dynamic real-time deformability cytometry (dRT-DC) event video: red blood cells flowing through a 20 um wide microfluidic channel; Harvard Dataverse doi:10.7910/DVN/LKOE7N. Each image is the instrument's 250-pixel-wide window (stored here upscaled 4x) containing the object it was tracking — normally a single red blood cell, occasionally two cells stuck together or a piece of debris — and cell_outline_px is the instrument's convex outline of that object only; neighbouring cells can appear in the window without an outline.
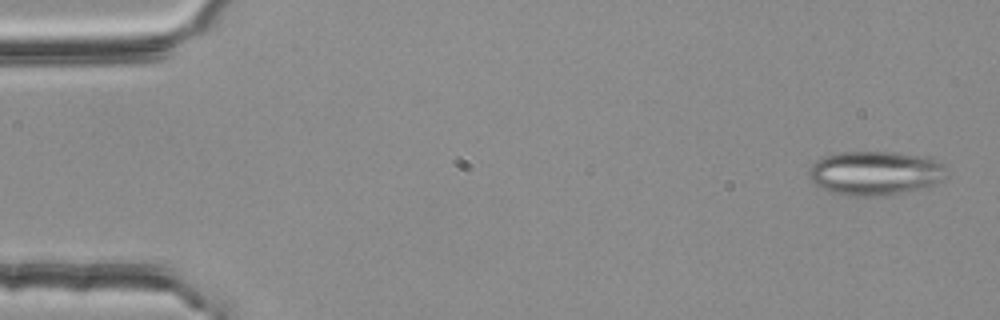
{"species": "common noctule bat (a hibernating species)", "species_latin": "Nyctalus noctula", "temperature_condition": "room temperature", "stored_images_in_passage": 4, "camera_frame_rate_fps": 3000, "um_per_image_px": 0.085, "animal": {"sex": "female", "body_mass_g": 25.1}, "frame": {"image": 1, "passage_image": 1, "time_ms": 0.0, "image_size_px": [1000, 320], "cell_outline_px": [[944, 168], [940, 180], [932, 184], [916, 188], [876, 196], [844, 196], [828, 192], [812, 184], [808, 176], [812, 164], [816, 160], [824, 156], [840, 152], [896, 152], [928, 156], [936, 160]], "centroid_in_image_um": [74.25, 14.7], "position_along_channel_um": 10.7, "area_um2": 34.97}}